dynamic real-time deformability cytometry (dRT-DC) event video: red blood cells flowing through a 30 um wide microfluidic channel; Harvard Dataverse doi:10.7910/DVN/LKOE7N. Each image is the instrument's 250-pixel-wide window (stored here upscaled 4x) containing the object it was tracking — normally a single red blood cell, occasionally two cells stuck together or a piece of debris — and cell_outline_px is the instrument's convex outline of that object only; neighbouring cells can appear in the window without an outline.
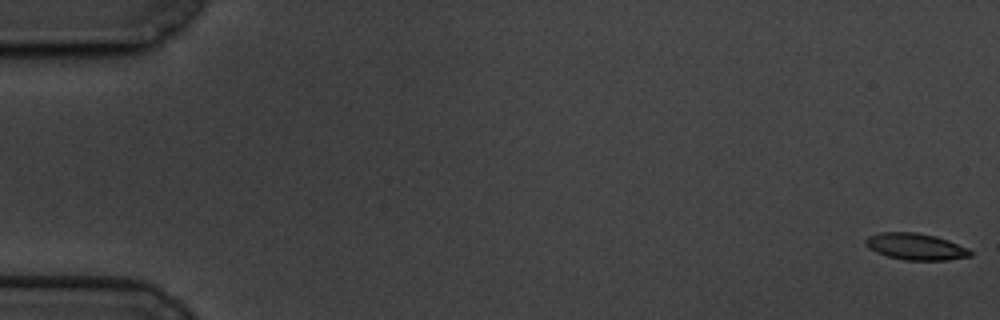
{"species": "common noctule bat (a hibernating species)", "species_latin": "Nyctalus noctula", "temperature_condition": "cold", "stored_images_in_passage": 60, "camera_frame_rate_fps": 3000, "um_per_image_px": 0.085, "animal": {"sex": "male", "body_mass_g": 19.5, "forearm_length_mm": 54.6}, "frame": {"image": 1, "passage_image": 1, "time_ms": 0.0, "image_size_px": [1000, 320], "cell_outline_px": [[972, 256], [948, 260], [904, 260], [888, 256], [876, 252], [868, 248], [864, 244], [864, 240], [868, 236], [880, 232], [916, 232], [936, 236], [948, 240], [968, 248], [972, 252]], "centroid_in_image_um": [77.82, 20.95], "position_along_channel_um": 7.2, "area_um2": 16.36}}
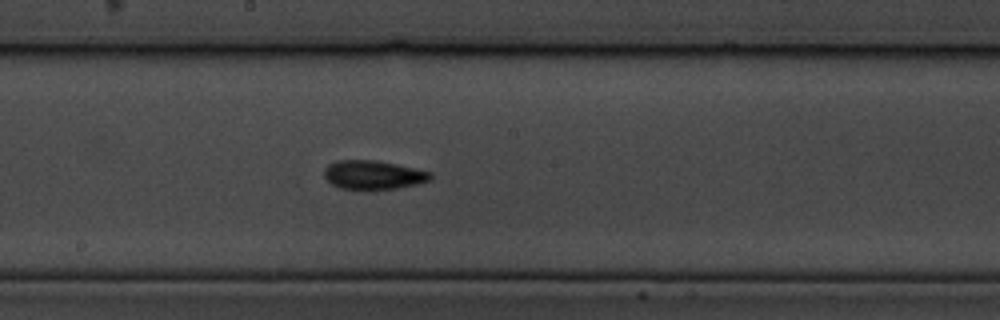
{"frame": {"image": 2, "passage_image": 33, "time_ms": 10.667, "image_size_px": [1000, 320], "cell_outline_px": [[432, 176], [428, 180], [416, 184], [396, 188], [340, 188], [332, 184], [324, 176], [324, 168], [328, 164], [336, 160], [376, 160], [396, 164], [432, 172]], "centroid_in_image_um": [31.7, 14.84], "position_along_channel_um": 216.5, "area_um2": 17.51}}
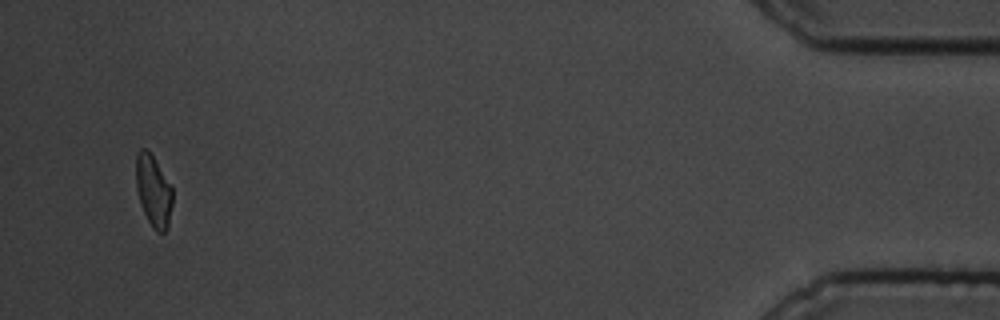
{"frame": {"image": 3, "passage_image": 58, "time_ms": 19.0, "image_size_px": [1000, 320], "cell_outline_px": [[172, 204], [168, 228], [164, 232], [156, 232], [152, 228], [140, 204], [136, 188], [136, 152], [140, 148], [148, 148], [172, 188]], "centroid_in_image_um": [13.02, 16.22], "position_along_channel_um": 422.2, "area_um2": 15.32}, "authors_computed_cell_mechanics": {"area_um2": 16.5886, "velocity_mm_per_s": 3.3755, "shape_relaxation_time_tau1_ms": 6.7915, "shape_relaxation_time_tau2_ms": null, "deformation_change_tau1": 0.1798, "deformation_change_tau2": null}}